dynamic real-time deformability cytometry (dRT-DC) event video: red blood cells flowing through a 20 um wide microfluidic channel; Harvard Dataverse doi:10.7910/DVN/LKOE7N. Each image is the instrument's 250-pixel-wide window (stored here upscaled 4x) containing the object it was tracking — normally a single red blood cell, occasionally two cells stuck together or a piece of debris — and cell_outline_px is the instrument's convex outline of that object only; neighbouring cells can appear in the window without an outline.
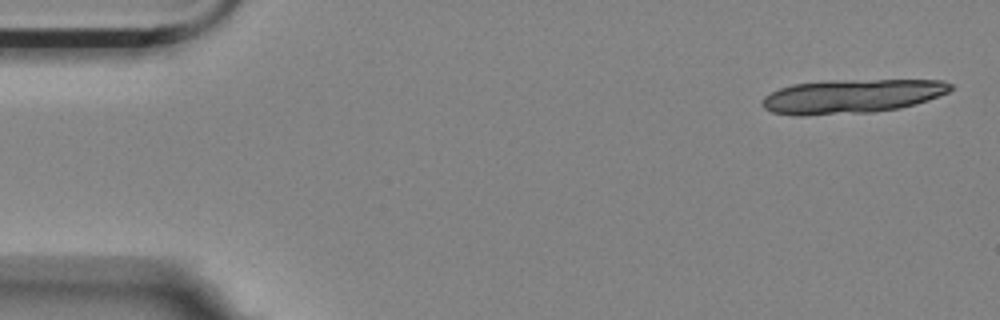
{"species": "Egyptian fruit bat (a non-hibernating species)", "species_latin": "Rousettus aegyptiacus", "temperature_condition": "room temperature", "stored_images_in_passage": 5, "camera_frame_rate_fps": 3000, "um_per_image_px": 0.085, "animal": {"sex": "female"}, "frame": {"image": 1, "passage_image": 1, "time_ms": 0.0, "image_size_px": [1000, 320], "cell_outline_px": [[956, 88], [948, 92], [928, 100], [916, 104], [900, 108], [872, 112], [804, 116], [796, 116], [772, 112], [764, 108], [760, 104], [764, 96], [780, 88], [792, 84], [828, 80], [944, 80], [952, 84]], "centroid_in_image_um": [72.4, 8.18], "position_along_channel_um": 12.6, "area_um2": 37.74}}
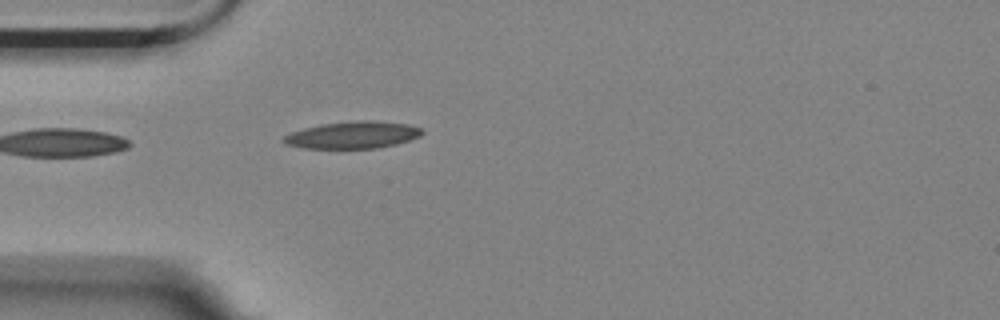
{"frame": {"image": 2, "passage_image": 5, "time_ms": 1.333, "image_size_px": [1000, 320], "cell_outline_px": [[424, 132], [420, 136], [396, 144], [376, 148], [304, 148], [288, 144], [280, 140], [284, 136], [292, 132], [304, 128], [324, 124], [356, 120], [372, 120], [408, 124], [420, 128]], "centroid_in_image_um": [30.0, 11.47], "position_along_channel_um": 55.0, "area_um2": 21.62}}